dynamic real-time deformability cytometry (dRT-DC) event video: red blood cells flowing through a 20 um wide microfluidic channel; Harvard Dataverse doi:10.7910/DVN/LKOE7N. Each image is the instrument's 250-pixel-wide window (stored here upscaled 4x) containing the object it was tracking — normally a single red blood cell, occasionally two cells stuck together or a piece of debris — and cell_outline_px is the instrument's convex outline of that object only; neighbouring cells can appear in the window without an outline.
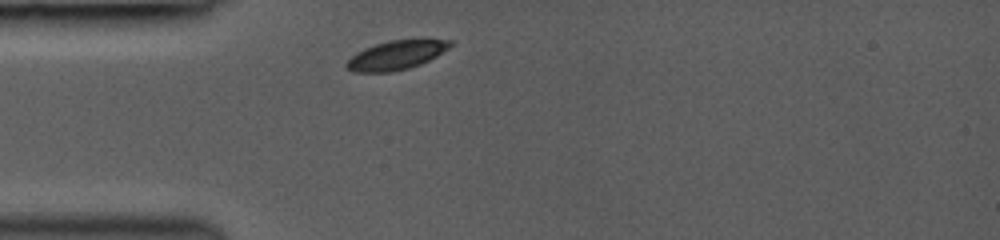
{"species": "common noctule bat (a hibernating species)", "species_latin": "Nyctalus noctula", "temperature_condition": "room temperature", "stored_images_in_passage": 2, "camera_frame_rate_fps": 3000, "um_per_image_px": 0.085, "animal": {"sex": "female", "body_mass_g": 19.0, "forearm_length_mm": 53.3}, "frame": {"image": 1, "passage_image": 1, "time_ms": 0.0, "image_size_px": [1000, 240], "cell_outline_px": [[452, 44], [448, 48], [436, 56], [420, 64], [408, 68], [392, 72], [352, 72], [344, 64], [356, 52], [364, 48], [388, 40], [424, 36], [452, 40]], "centroid_in_image_um": [33.74, 4.62], "position_along_channel_um": 51.3, "area_um2": 18.21}}